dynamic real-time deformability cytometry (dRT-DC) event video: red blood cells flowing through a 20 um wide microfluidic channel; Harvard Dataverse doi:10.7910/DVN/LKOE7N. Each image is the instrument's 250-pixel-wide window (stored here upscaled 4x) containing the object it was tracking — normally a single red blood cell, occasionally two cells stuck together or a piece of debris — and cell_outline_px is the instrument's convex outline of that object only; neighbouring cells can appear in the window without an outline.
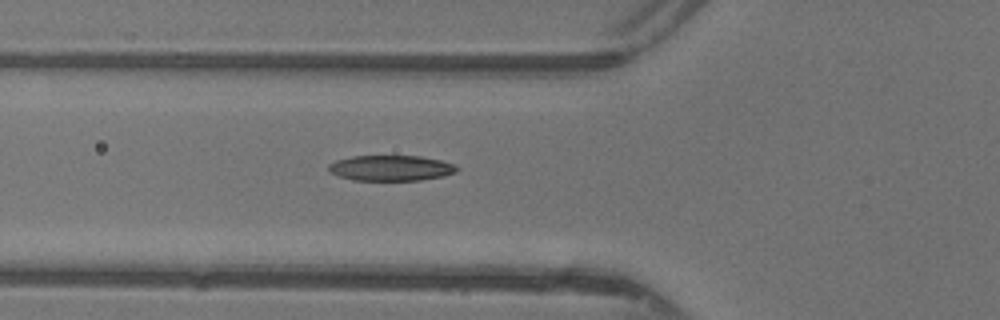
{"species": "common noctule bat (a hibernating species)", "species_latin": "Nyctalus noctula", "temperature_condition": "warm", "stored_images_in_passage": 36, "camera_frame_rate_fps": 3000, "um_per_image_px": 0.085, "animal": {"sex": "female"}, "frame": {"image": 1, "passage_image": 6, "time_ms": 1.667, "image_size_px": [1000, 320], "cell_outline_px": [[460, 168], [456, 172], [444, 176], [420, 180], [352, 180], [328, 172], [328, 164], [336, 160], [352, 156], [420, 156], [440, 160], [456, 164]], "centroid_in_image_um": [33.24, 14.28], "position_along_channel_um": 92.6, "area_um2": 19.19}}
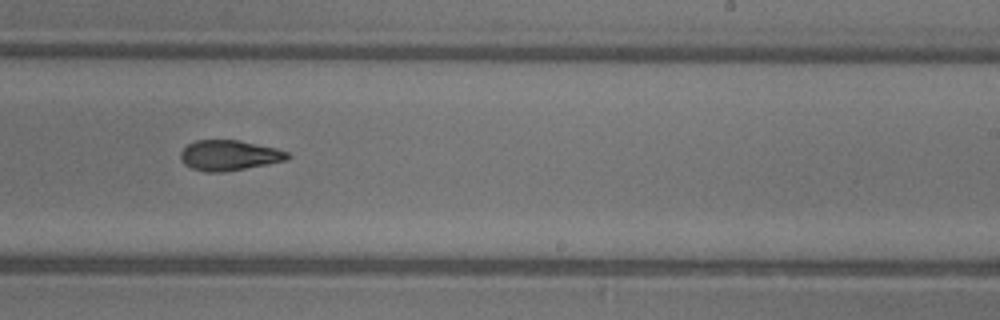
{"frame": {"image": 2, "passage_image": 18, "time_ms": 5.667, "image_size_px": [1000, 320], "cell_outline_px": [[292, 156], [288, 160], [244, 168], [220, 172], [204, 172], [192, 168], [184, 164], [180, 160], [180, 152], [188, 144], [196, 140], [236, 140], [276, 148], [288, 152]], "centroid_in_image_um": [19.47, 13.2], "position_along_channel_um": 269.5, "area_um2": 18.79}}
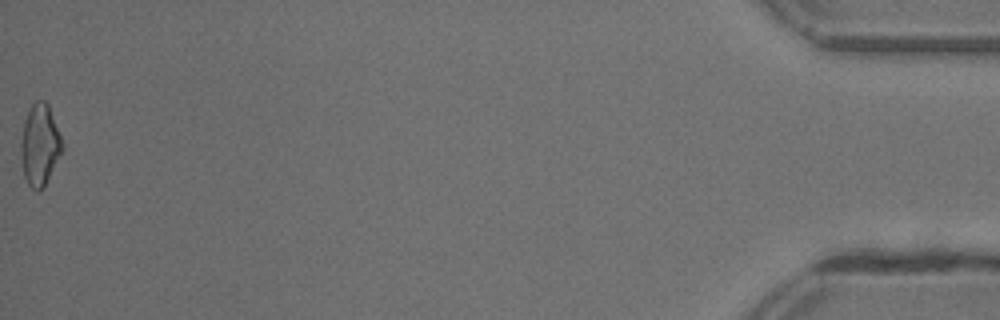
{"frame": {"image": 3, "passage_image": 36, "time_ms": 11.667, "image_size_px": [1000, 320], "cell_outline_px": [[64, 148], [44, 188], [36, 192], [28, 184], [24, 176], [20, 160], [20, 144], [24, 120], [32, 104], [36, 100], [44, 100], [48, 104], [64, 144]], "centroid_in_image_um": [3.38, 12.35], "position_along_channel_um": 431.8, "area_um2": 19.88}, "authors_computed_cell_mechanics": {"area_um2": 19.1607, "velocity_mm_per_s": 4.4183, "shape_relaxation_time_tau1_ms": 5.4009, "shape_relaxation_time_tau2_ms": 3.2931, "deformation_change_tau1": 0.1841, "deformation_change_tau2": 0.1163}}